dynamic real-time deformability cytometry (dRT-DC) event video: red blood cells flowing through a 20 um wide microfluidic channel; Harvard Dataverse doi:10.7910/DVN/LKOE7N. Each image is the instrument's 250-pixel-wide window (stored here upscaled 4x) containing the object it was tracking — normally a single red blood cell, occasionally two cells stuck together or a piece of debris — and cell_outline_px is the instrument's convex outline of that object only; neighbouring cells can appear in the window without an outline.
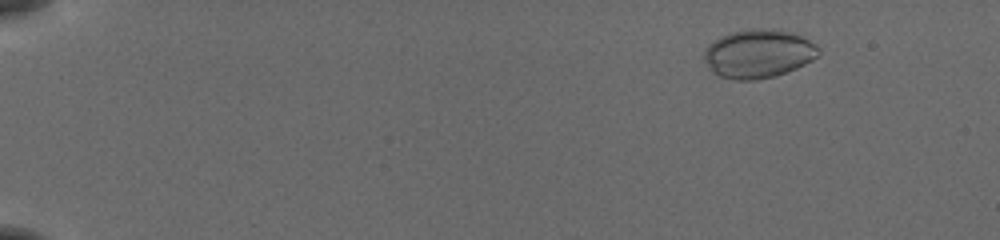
{"species": "common noctule bat (a hibernating species)", "species_latin": "Nyctalus noctula", "temperature_condition": "cold", "stored_images_in_passage": 56, "camera_frame_rate_fps": 3000, "um_per_image_px": 0.085, "animal": {"sex": "female", "body_mass_g": 19.5, "forearm_length_mm": 54.1}, "frame": {"image": 1, "passage_image": 8, "time_ms": 2.333, "image_size_px": [1000, 240], "cell_outline_px": [[820, 52], [812, 60], [788, 72], [776, 76], [756, 80], [736, 80], [720, 76], [712, 72], [704, 60], [704, 48], [720, 36], [732, 32], [788, 32], [800, 36], [816, 44], [820, 48]], "centroid_in_image_um": [64.44, 4.64], "position_along_channel_um": 20.6, "area_um2": 31.39}}
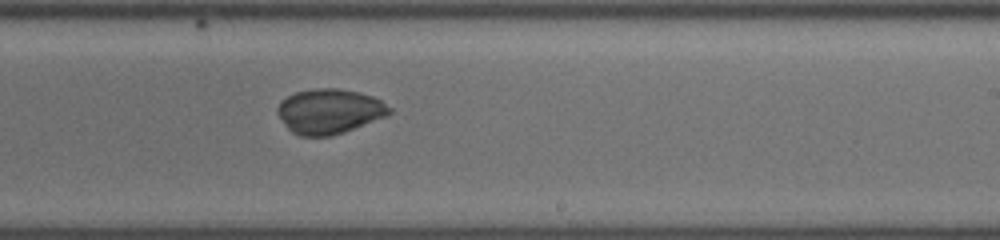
{"frame": {"image": 2, "passage_image": 37, "time_ms": 12.0, "image_size_px": [1000, 240], "cell_outline_px": [[392, 112], [384, 116], [344, 132], [332, 136], [300, 136], [292, 132], [288, 128], [276, 112], [276, 108], [280, 100], [296, 92], [316, 88], [340, 88], [360, 92], [372, 96], [380, 100], [392, 108]], "centroid_in_image_um": [27.97, 9.45], "position_along_channel_um": 261.0, "area_um2": 29.19}}
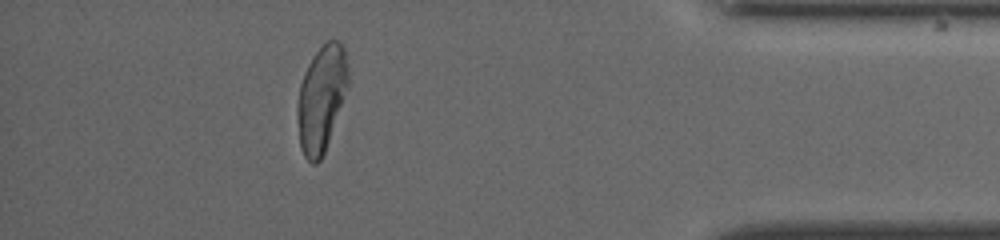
{"frame": {"image": 3, "passage_image": 51, "time_ms": 16.667, "image_size_px": [1000, 240], "cell_outline_px": [[348, 88], [324, 152], [320, 160], [316, 164], [312, 164], [304, 156], [300, 148], [296, 116], [296, 108], [300, 84], [304, 72], [312, 56], [328, 40], [336, 40], [344, 48], [348, 68]], "centroid_in_image_um": [27.3, 8.39], "position_along_channel_um": 407.9, "area_um2": 31.39}}